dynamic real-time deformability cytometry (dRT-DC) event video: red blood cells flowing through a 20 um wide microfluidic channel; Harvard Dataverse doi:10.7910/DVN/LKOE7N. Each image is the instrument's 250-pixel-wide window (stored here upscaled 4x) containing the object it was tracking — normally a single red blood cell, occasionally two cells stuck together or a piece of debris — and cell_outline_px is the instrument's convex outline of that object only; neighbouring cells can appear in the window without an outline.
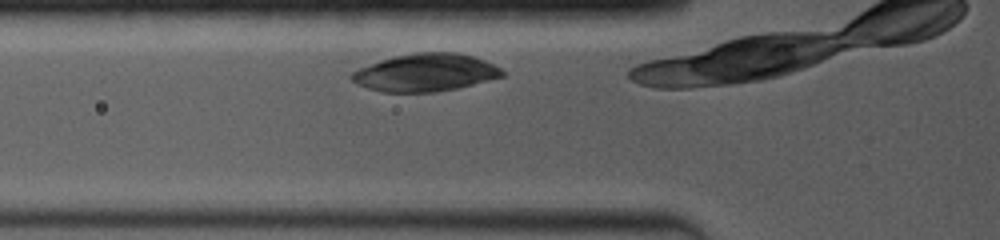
{"species": "common noctule bat (a hibernating species)", "species_latin": "Nyctalus noctula", "temperature_condition": "room temperature", "stored_images_in_passage": 7, "camera_frame_rate_fps": 4000, "um_per_image_px": 0.085, "animal": {"sex": "female", "body_mass_g": 19.0, "forearm_length_mm": 53.3}, "frame": {"image": 1, "passage_image": 2, "time_ms": 0.5, "image_size_px": [1000, 240], "cell_outline_px": [[504, 76], [456, 88], [432, 92], [384, 92], [368, 88], [352, 80], [348, 76], [352, 72], [360, 68], [380, 60], [396, 56], [416, 52], [456, 52], [472, 56], [484, 60], [500, 68], [504, 72]], "centroid_in_image_um": [36.15, 6.16], "position_along_channel_um": 89.6, "area_um2": 32.66}}